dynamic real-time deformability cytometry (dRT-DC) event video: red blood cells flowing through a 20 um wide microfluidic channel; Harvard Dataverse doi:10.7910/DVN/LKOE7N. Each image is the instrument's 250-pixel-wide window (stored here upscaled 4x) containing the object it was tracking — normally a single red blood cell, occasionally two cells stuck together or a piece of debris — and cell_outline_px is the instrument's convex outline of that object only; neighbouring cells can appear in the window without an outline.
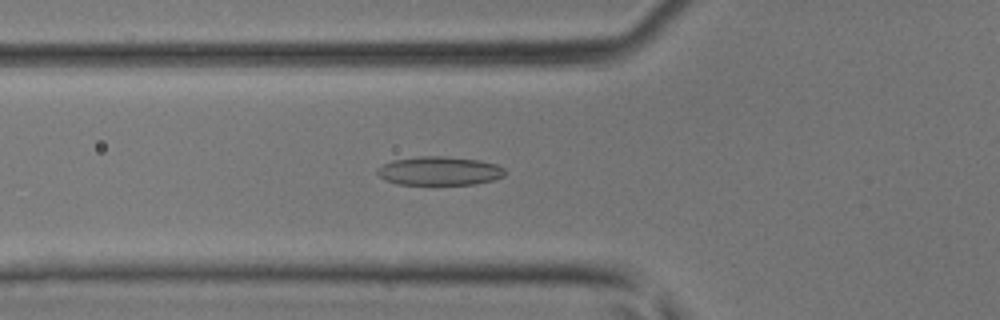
{"species": "common noctule bat (a hibernating species)", "species_latin": "Nyctalus noctula", "temperature_condition": "room temperature", "stored_images_in_passage": 39, "camera_frame_rate_fps": 3000, "um_per_image_px": 0.085, "animal": {"sex": "male", "body_mass_g": 17.9, "forearm_length_mm": 54.2}, "frame": {"image": 1, "passage_image": 10, "time_ms": 3.0, "image_size_px": [1000, 320], "cell_outline_px": [[504, 176], [492, 180], [476, 184], [396, 184], [384, 180], [376, 172], [376, 168], [392, 160], [416, 156], [444, 156], [480, 160], [496, 164], [504, 168]], "centroid_in_image_um": [37.32, 14.52], "position_along_channel_um": 88.5, "area_um2": 21.44}}
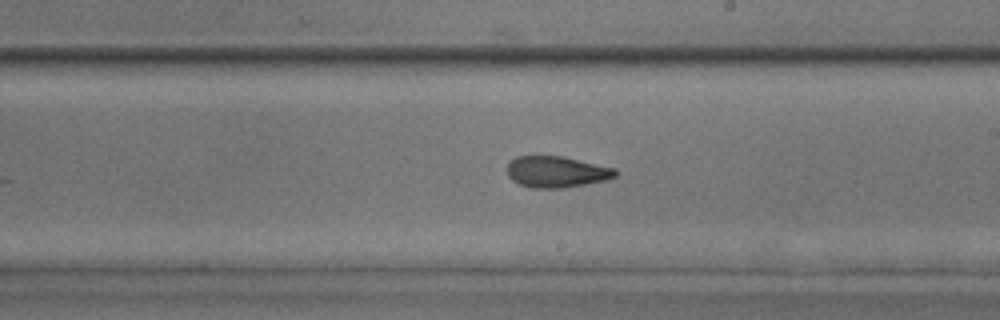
{"frame": {"image": 2, "passage_image": 20, "time_ms": 6.333, "image_size_px": [1000, 320], "cell_outline_px": [[616, 176], [608, 180], [564, 188], [532, 188], [520, 184], [512, 180], [508, 176], [508, 164], [516, 156], [560, 156], [616, 168]], "centroid_in_image_um": [47.32, 14.61], "position_along_channel_um": 241.7, "area_um2": 19.65}}
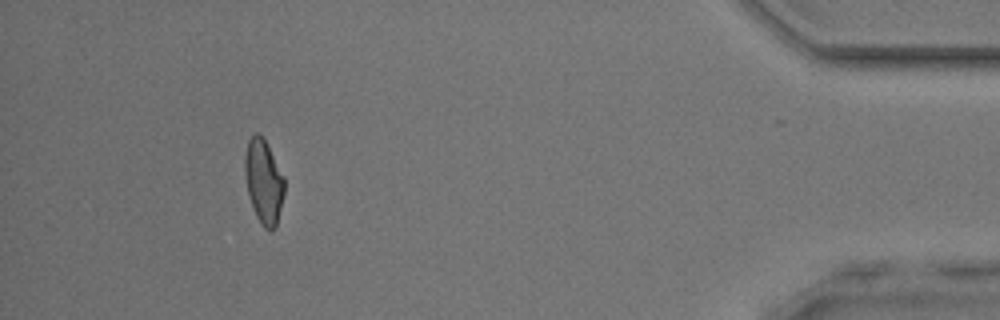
{"frame": {"image": 3, "passage_image": 35, "time_ms": 11.333, "image_size_px": [1000, 320], "cell_outline_px": [[284, 192], [276, 228], [272, 232], [268, 232], [260, 224], [256, 216], [248, 192], [244, 172], [244, 156], [248, 140], [256, 132], [260, 132], [264, 136], [284, 176]], "centroid_in_image_um": [22.41, 15.41], "position_along_channel_um": 412.8, "area_um2": 19.71}}